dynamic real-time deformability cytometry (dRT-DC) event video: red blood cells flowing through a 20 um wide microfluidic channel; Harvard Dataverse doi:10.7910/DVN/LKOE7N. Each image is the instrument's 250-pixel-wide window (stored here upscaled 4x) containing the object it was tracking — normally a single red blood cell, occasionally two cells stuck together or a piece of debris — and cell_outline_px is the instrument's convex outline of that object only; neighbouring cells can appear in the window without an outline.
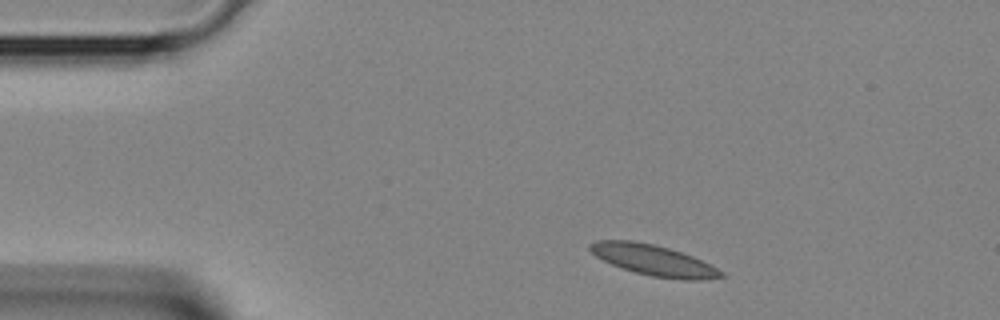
{"species": "Egyptian fruit bat (a non-hibernating species)", "species_latin": "Rousettus aegyptiacus", "temperature_condition": "room temperature", "stored_images_in_passage": 3, "camera_frame_rate_fps": 3000, "um_per_image_px": 0.085, "animal": {"sex": "female"}, "frame": {"image": 1, "passage_image": 1, "time_ms": 0.0, "image_size_px": [1000, 320], "cell_outline_px": [[724, 276], [700, 280], [684, 280], [652, 276], [636, 272], [612, 264], [596, 256], [588, 248], [588, 244], [596, 240], [632, 240], [652, 244], [668, 248], [692, 256], [724, 272]], "centroid_in_image_um": [55.52, 22.11], "position_along_channel_um": 29.5, "area_um2": 23.06}}